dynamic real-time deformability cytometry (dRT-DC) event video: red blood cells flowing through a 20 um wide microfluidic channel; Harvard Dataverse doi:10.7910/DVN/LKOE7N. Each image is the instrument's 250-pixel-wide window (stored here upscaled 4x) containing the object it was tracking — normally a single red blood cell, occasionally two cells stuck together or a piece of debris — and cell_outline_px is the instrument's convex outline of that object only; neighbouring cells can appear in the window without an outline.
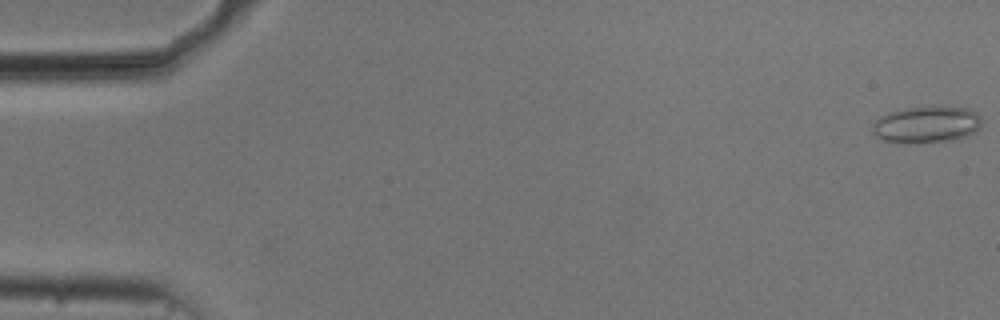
{"species": "common noctule bat (a hibernating species)", "species_latin": "Nyctalus noctula", "temperature_condition": "cold", "stored_images_in_passage": 54, "camera_frame_rate_fps": 3000, "um_per_image_px": 0.085, "animal": {"sex": "male", "body_mass_g": 20.5, "forearm_length_mm": 52.5}, "frame": {"image": 1, "passage_image": 1, "time_ms": 0.0, "image_size_px": [1000, 320], "cell_outline_px": [[980, 128], [968, 136], [956, 140], [884, 140], [876, 136], [872, 132], [872, 124], [880, 116], [904, 108], [968, 108], [976, 112], [980, 116]], "centroid_in_image_um": [78.79, 10.56], "position_along_channel_um": 6.2, "area_um2": 22.14}}
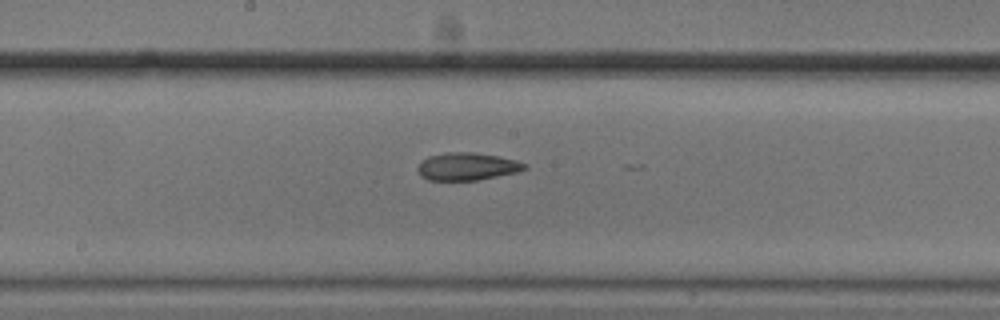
{"frame": {"image": 2, "passage_image": 29, "time_ms": 9.333, "image_size_px": [1000, 320], "cell_outline_px": [[528, 168], [516, 172], [476, 180], [428, 180], [420, 176], [416, 168], [420, 160], [428, 156], [448, 152], [472, 152], [500, 156], [516, 160], [528, 164]], "centroid_in_image_um": [39.67, 14.14], "position_along_channel_um": 208.5, "area_um2": 17.34}}
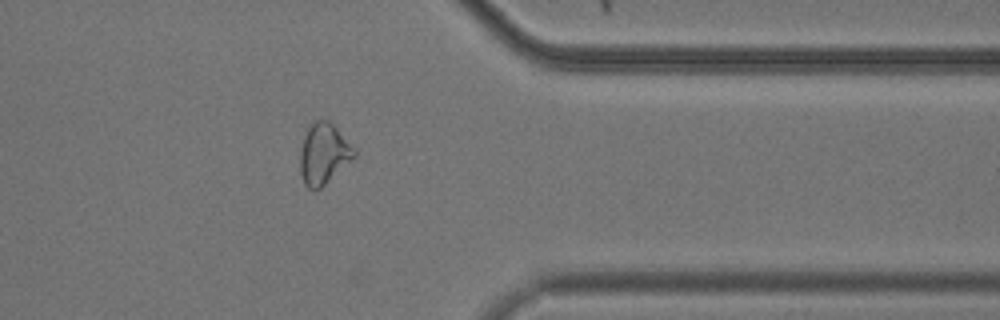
{"frame": {"image": 3, "passage_image": 44, "time_ms": 14.333, "image_size_px": [1000, 320], "cell_outline_px": [[356, 156], [316, 192], [308, 188], [304, 184], [300, 172], [300, 148], [308, 124], [312, 120], [328, 120], [356, 148]], "centroid_in_image_um": [27.49, 13.07], "position_along_channel_um": 383.9, "area_um2": 19.42}, "authors_computed_cell_mechanics": {"area_um2": 19.1318, "velocity_mm_per_s": 3.7302, "shape_relaxation_time_tau1_ms": null, "shape_relaxation_time_tau2_ms": 7.8719, "deformation_change_tau1": null, "deformation_change_tau2": 0.1424}}